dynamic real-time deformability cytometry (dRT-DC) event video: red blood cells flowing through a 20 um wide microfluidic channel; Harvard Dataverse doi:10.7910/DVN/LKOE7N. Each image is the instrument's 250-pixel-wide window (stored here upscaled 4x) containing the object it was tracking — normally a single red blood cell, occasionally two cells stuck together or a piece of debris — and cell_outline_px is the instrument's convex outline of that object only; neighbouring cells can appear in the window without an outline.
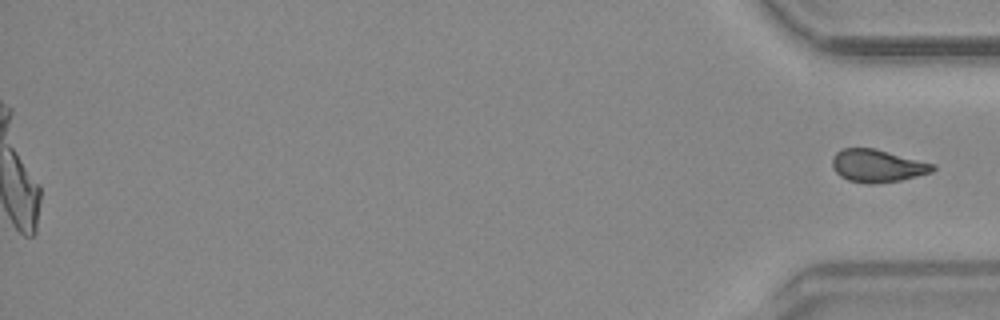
{"species": "common noctule bat (a hibernating species)", "species_latin": "Nyctalus noctula", "temperature_condition": "warm", "stored_images_in_passage": 46, "camera_frame_rate_fps": 3000, "um_per_image_px": 0.085, "animal": {"sex": "male", "body_mass_g": 20.4}, "frame": {"image": 1, "passage_image": 46, "time_ms": 15.0, "image_size_px": [1000, 320], "cell_outline_px": [[936, 168], [932, 172], [900, 180], [876, 184], [868, 184], [848, 180], [840, 176], [832, 168], [832, 160], [836, 152], [844, 148], [872, 148], [936, 164]], "centroid_in_image_um": [74.57, 14.1], "position_along_channel_um": 360.6, "area_um2": 19.07}}